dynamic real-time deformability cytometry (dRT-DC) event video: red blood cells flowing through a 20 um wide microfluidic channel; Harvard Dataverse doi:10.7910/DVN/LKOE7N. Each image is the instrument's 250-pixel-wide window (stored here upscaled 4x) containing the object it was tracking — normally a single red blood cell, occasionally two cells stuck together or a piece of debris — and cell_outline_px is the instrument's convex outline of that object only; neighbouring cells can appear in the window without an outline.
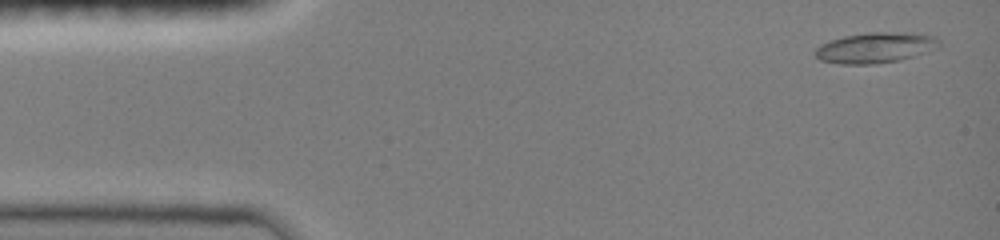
{"species": "common noctule bat (a hibernating species)", "species_latin": "Nyctalus noctula", "temperature_condition": "room temperature", "stored_images_in_passage": 20, "camera_frame_rate_fps": 3000, "um_per_image_px": 0.085, "animal": {"sex": "female", "body_mass_g": 19.0, "forearm_length_mm": 51.5}, "frame": {"image": 1, "passage_image": 3, "time_ms": 0.333, "image_size_px": [1000, 240], "cell_outline_px": [[940, 44], [936, 48], [916, 56], [900, 60], [876, 64], [840, 64], [820, 60], [812, 52], [820, 44], [828, 40], [844, 36], [868, 32], [908, 32], [936, 36], [940, 40]], "centroid_in_image_um": [74.4, 4.05], "position_along_channel_um": 10.6, "area_um2": 22.43}}
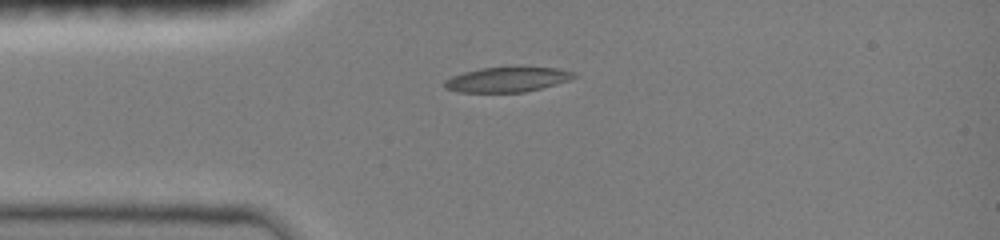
{"frame": {"image": 2, "passage_image": 14, "time_ms": 3.333, "image_size_px": [1000, 240], "cell_outline_px": [[580, 76], [556, 84], [524, 92], [456, 92], [444, 88], [444, 80], [452, 76], [464, 72], [480, 68], [560, 68], [576, 72]], "centroid_in_image_um": [43.12, 6.77], "position_along_channel_um": 41.9, "area_um2": 18.67}}
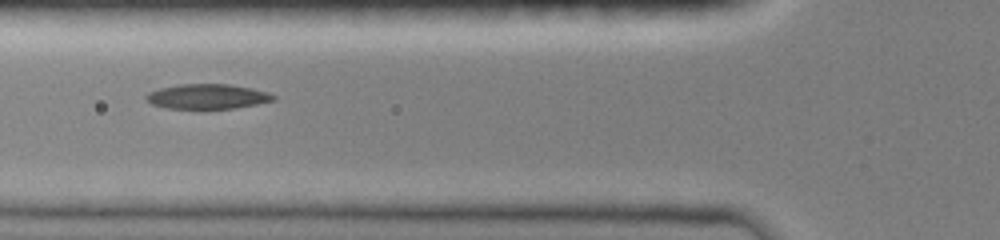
{"frame": {"image": 3, "passage_image": 18, "time_ms": 5.333, "image_size_px": [1000, 240], "cell_outline_px": [[276, 100], [236, 108], [164, 108], [152, 104], [144, 100], [144, 96], [148, 92], [160, 88], [176, 84], [228, 84], [252, 88], [268, 92], [276, 96]], "centroid_in_image_um": [17.6, 8.19], "position_along_channel_um": 108.2, "area_um2": 18.55}}